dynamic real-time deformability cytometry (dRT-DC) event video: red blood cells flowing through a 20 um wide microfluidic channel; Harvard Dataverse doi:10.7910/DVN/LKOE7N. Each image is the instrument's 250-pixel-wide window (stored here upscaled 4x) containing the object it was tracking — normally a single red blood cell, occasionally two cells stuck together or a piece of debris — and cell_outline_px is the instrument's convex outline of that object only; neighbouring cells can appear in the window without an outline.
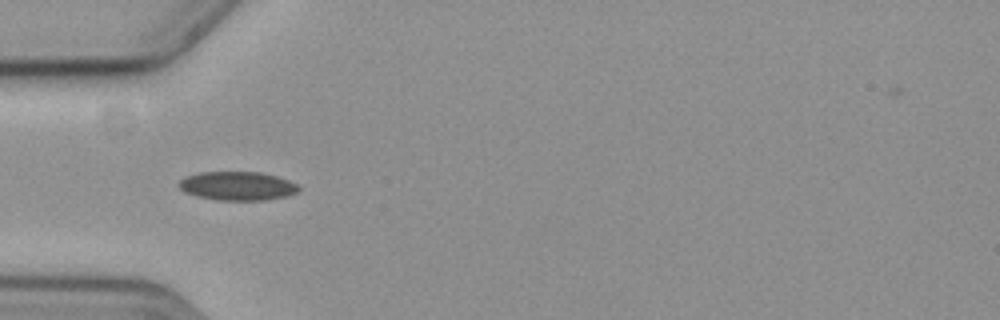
{"species": "common noctule bat (a hibernating species)", "species_latin": "Nyctalus noctula", "temperature_condition": "cold", "stored_images_in_passage": 10, "camera_frame_rate_fps": 3000, "um_per_image_px": 0.085, "animal": {"sex": "female", "body_mass_g": 19.3, "forearm_length_mm": 54.1}, "frame": {"image": 1, "passage_image": 1, "time_ms": 0.0, "image_size_px": [1000, 320], "cell_outline_px": [[300, 192], [268, 200], [216, 200], [196, 196], [184, 192], [176, 184], [184, 176], [200, 172], [260, 172], [276, 176], [288, 180], [296, 184], [300, 188]], "centroid_in_image_um": [20.15, 15.8], "position_along_channel_um": 64.9, "area_um2": 20.23}}
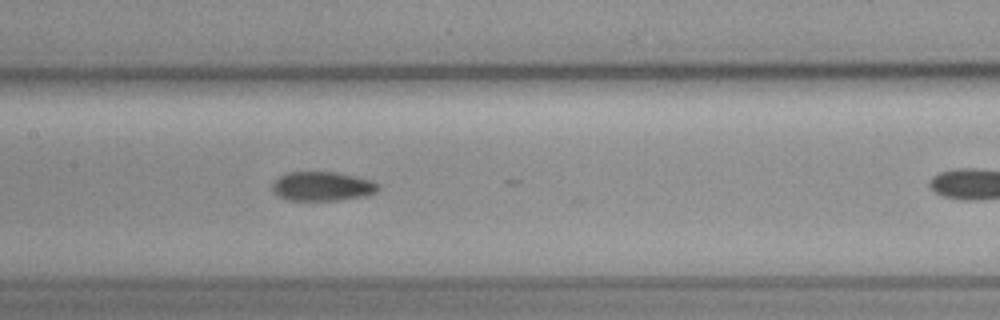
{"frame": {"image": 2, "passage_image": 6, "time_ms": 1.667, "image_size_px": [1000, 320], "cell_outline_px": [[380, 188], [376, 192], [364, 196], [340, 200], [288, 200], [272, 192], [272, 184], [280, 176], [288, 172], [336, 172], [356, 176], [372, 180], [380, 184]], "centroid_in_image_um": [27.43, 15.83], "position_along_channel_um": 180.0, "area_um2": 18.09}}